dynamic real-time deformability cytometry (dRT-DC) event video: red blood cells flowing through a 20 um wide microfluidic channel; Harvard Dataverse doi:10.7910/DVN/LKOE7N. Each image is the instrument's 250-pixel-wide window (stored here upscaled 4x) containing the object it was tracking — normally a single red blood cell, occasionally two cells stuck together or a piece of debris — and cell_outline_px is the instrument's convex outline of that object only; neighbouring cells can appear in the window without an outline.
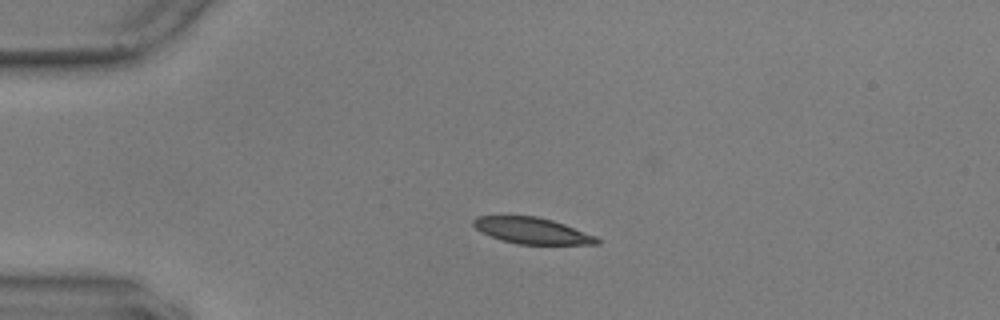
{"species": "common noctule bat (a hibernating species)", "species_latin": "Nyctalus noctula", "temperature_condition": "warm", "stored_images_in_passage": 44, "camera_frame_rate_fps": 3000, "um_per_image_px": 0.085, "animal": {"sex": "male", "body_mass_g": 17.9, "forearm_length_mm": 54.2}, "frame": {"image": 1, "passage_image": 1, "time_ms": 0.0, "image_size_px": [1000, 320], "cell_outline_px": [[600, 244], [516, 244], [500, 240], [476, 228], [472, 224], [472, 220], [476, 216], [536, 216], [552, 220], [564, 224], [596, 236], [600, 240]], "centroid_in_image_um": [45.23, 19.61], "position_along_channel_um": 39.8, "area_um2": 18.73}}
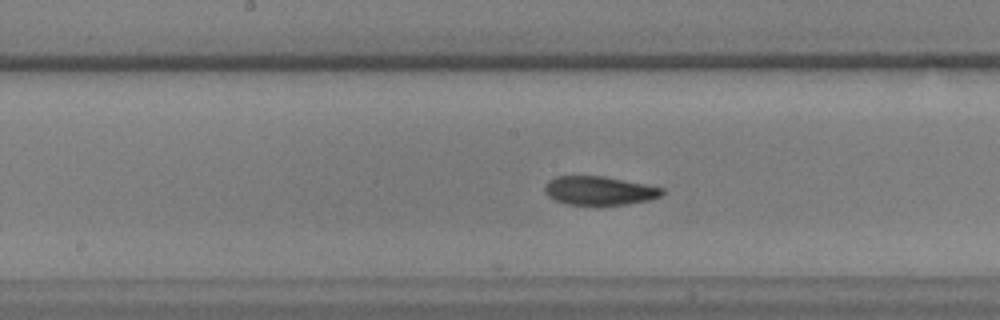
{"frame": {"image": 2, "passage_image": 17, "time_ms": 5.333, "image_size_px": [1000, 320], "cell_outline_px": [[664, 192], [660, 196], [648, 200], [628, 204], [600, 208], [564, 204], [548, 196], [544, 192], [544, 184], [548, 180], [556, 176], [604, 176], [664, 188]], "centroid_in_image_um": [50.89, 16.25], "position_along_channel_um": 197.3, "area_um2": 20.46}}
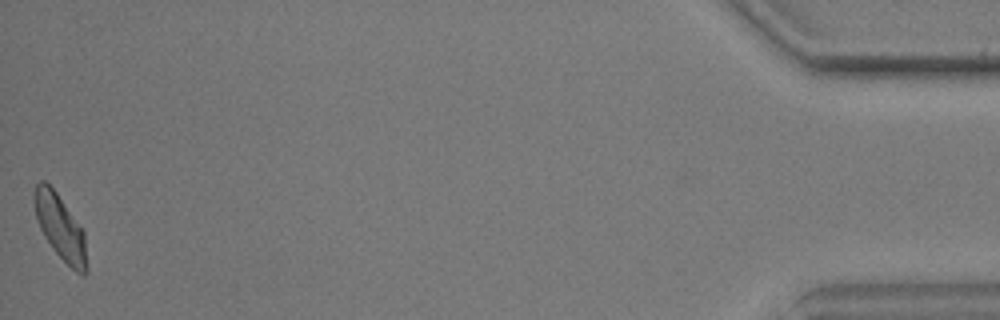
{"frame": {"image": 3, "passage_image": 44, "time_ms": 14.333, "image_size_px": [1000, 320], "cell_outline_px": [[88, 272], [84, 276], [76, 272], [52, 248], [44, 236], [40, 228], [36, 216], [32, 200], [36, 184], [40, 180], [44, 180], [56, 192], [84, 232], [88, 268]], "centroid_in_image_um": [5.12, 19.34], "position_along_channel_um": 430.1, "area_um2": 19.71}, "authors_computed_cell_mechanics": {"area_um2": 20.0566, "velocity_mm_per_s": 3.5779, "shape_relaxation_time_tau1_ms": 3.4158, "shape_relaxation_time_tau2_ms": 4.1993, "deformation_change_tau1": 0.1462, "deformation_change_tau2": 0.0778}}